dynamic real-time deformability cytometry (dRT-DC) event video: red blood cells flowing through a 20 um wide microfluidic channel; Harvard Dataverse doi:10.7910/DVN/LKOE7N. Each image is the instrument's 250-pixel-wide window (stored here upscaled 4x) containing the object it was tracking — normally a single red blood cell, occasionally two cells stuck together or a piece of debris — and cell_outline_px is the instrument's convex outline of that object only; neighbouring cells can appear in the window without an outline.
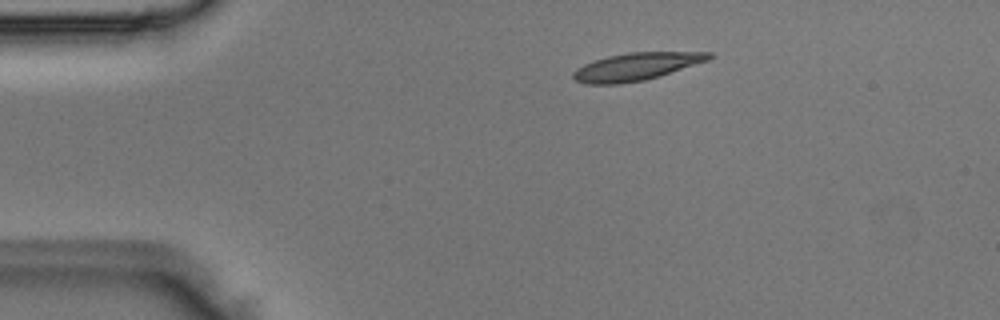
{"species": "Egyptian fruit bat (a non-hibernating species)", "species_latin": "Rousettus aegyptiacus", "temperature_condition": "room temperature", "stored_images_in_passage": 4, "camera_frame_rate_fps": 3000, "um_per_image_px": 0.085, "animal": {"sex": "male"}, "frame": {"image": 1, "passage_image": 2, "time_ms": 0.333, "image_size_px": [1000, 320], "cell_outline_px": [[712, 56], [708, 60], [644, 80], [620, 84], [584, 84], [576, 80], [572, 76], [572, 72], [576, 68], [584, 64], [608, 56], [628, 52], [712, 52]], "centroid_in_image_um": [54.02, 5.66], "position_along_channel_um": 31.0, "area_um2": 21.5}}